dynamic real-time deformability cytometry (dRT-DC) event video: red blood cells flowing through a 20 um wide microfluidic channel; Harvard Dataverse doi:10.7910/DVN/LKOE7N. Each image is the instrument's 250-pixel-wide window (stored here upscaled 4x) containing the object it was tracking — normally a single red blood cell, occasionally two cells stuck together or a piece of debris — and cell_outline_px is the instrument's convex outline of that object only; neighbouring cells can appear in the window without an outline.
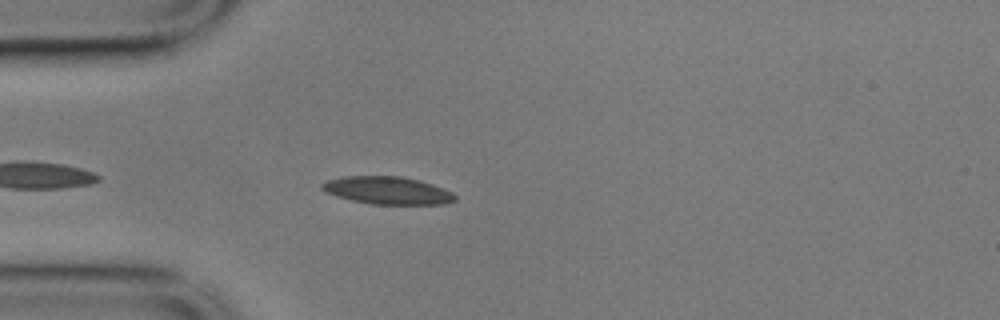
{"species": "common noctule bat (a hibernating species)", "species_latin": "Nyctalus noctula", "temperature_condition": "cold", "stored_images_in_passage": 46, "camera_frame_rate_fps": 3000, "um_per_image_px": 0.085, "animal": {"sex": "male", "body_mass_g": 17.9}, "frame": {"image": 1, "passage_image": 5, "time_ms": 1.333, "image_size_px": [1000, 320], "cell_outline_px": [[456, 200], [444, 204], [372, 204], [352, 200], [336, 196], [324, 192], [320, 188], [320, 184], [328, 180], [344, 176], [400, 176], [420, 180], [432, 184], [452, 192], [456, 196]], "centroid_in_image_um": [32.91, 16.18], "position_along_channel_um": 52.1, "area_um2": 21.44}}
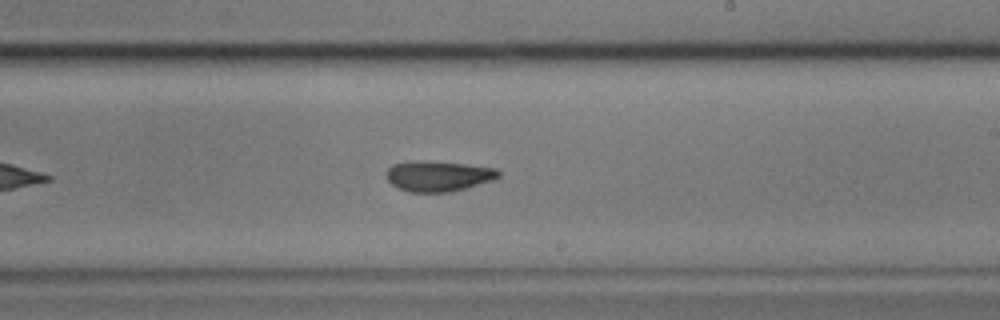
{"frame": {"image": 2, "passage_image": 23, "time_ms": 7.333, "image_size_px": [1000, 320], "cell_outline_px": [[500, 176], [492, 180], [468, 188], [452, 192], [408, 192], [392, 184], [384, 176], [388, 168], [392, 164], [420, 160], [424, 160], [464, 164], [496, 168], [500, 172]], "centroid_in_image_um": [37.24, 14.97], "position_along_channel_um": 251.8, "area_um2": 20.06}}
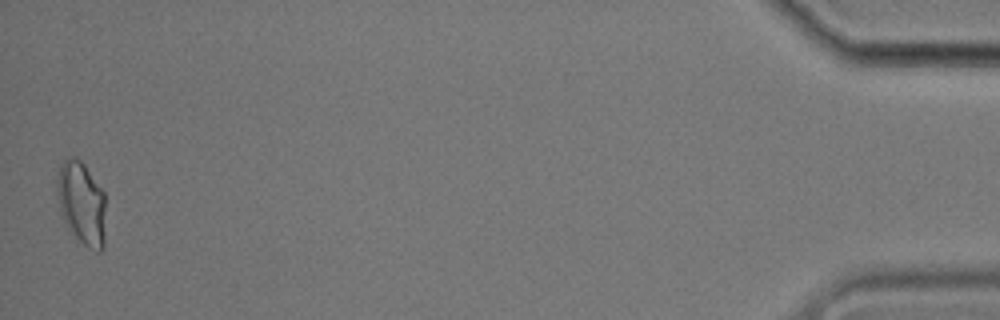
{"frame": {"image": 3, "passage_image": 46, "time_ms": 15.0, "image_size_px": [1000, 320], "cell_outline_px": [[104, 248], [100, 252], [96, 252], [76, 244], [60, 212], [56, 188], [56, 180], [60, 168], [64, 160], [68, 156], [76, 156], [84, 164], [104, 192]], "centroid_in_image_um": [6.92, 17.34], "position_along_channel_um": 428.3, "area_um2": 24.16}, "authors_computed_cell_mechanics": {"area_um2": 20.4612, "velocity_mm_per_s": 3.487, "shape_relaxation_time_tau1_ms": 6.7552, "shape_relaxation_time_tau2_ms": 6.9159, "deformation_change_tau1": 0.1378, "deformation_change_tau2": 0.1308}}